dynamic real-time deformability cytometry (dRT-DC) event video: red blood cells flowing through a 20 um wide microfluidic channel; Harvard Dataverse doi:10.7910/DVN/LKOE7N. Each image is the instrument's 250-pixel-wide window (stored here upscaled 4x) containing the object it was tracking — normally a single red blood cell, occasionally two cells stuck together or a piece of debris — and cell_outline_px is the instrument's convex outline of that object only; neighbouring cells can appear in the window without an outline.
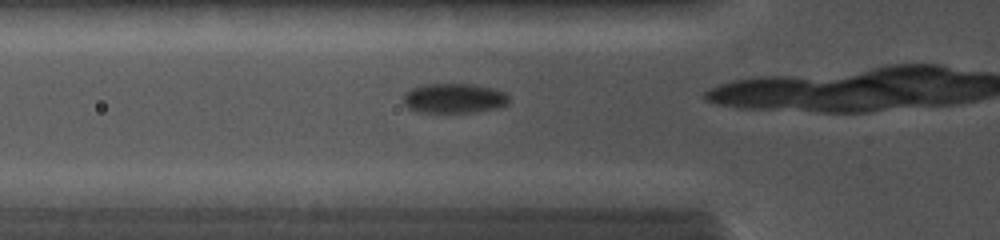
{"species": "common noctule bat (a hibernating species)", "species_latin": "Nyctalus noctula", "temperature_condition": "cold", "stored_images_in_passage": 12, "camera_frame_rate_fps": 5000, "um_per_image_px": 0.085, "animal": {"sex": "female", "body_mass_g": 19.0, "forearm_length_mm": 56.7}, "frame": {"image": 1, "passage_image": 3, "time_ms": 0.6, "image_size_px": [1000, 240], "cell_outline_px": [[508, 104], [500, 108], [476, 112], [416, 112], [408, 108], [404, 104], [404, 92], [412, 88], [424, 84], [472, 84], [492, 88], [504, 92], [508, 96]], "centroid_in_image_um": [38.59, 8.36], "position_along_channel_um": 87.2, "area_um2": 18.44}}